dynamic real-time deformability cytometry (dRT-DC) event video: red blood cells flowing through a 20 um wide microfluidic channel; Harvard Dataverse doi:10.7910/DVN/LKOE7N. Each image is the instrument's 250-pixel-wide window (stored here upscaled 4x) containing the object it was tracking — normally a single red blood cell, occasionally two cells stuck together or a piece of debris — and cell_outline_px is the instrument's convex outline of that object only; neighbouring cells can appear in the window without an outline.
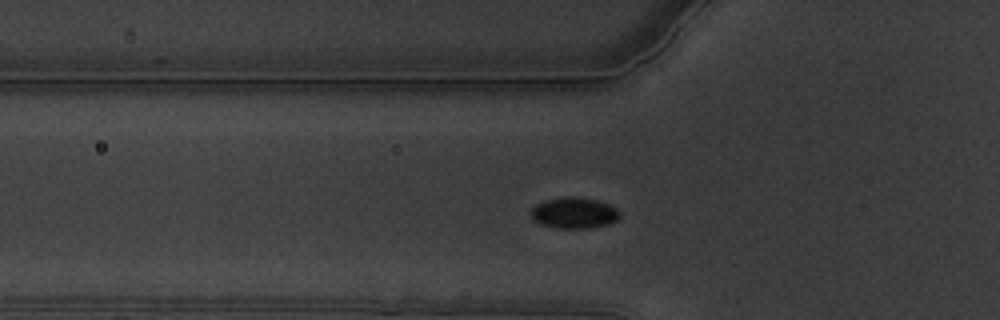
{"species": "common noctule bat (a hibernating species)", "species_latin": "Nyctalus noctula", "temperature_condition": "warm", "stored_images_in_passage": 50, "segment_of_instrument_passage": [1, 2], "camera_frame_rate_fps": 3000, "um_per_image_px": 0.085, "animal": {"sex": "male", "body_mass_g": 19.5, "forearm_length_mm": 54.6}, "frame": {"image": 1, "passage_image": 9, "time_ms": 2.667, "image_size_px": [1000, 320], "cell_outline_px": [[620, 216], [616, 220], [608, 224], [592, 228], [556, 228], [540, 224], [532, 220], [532, 208], [536, 204], [544, 200], [572, 196], [596, 200], [608, 204], [616, 208], [620, 212]], "centroid_in_image_um": [48.79, 18.11], "position_along_channel_um": 77.0, "area_um2": 16.01}}
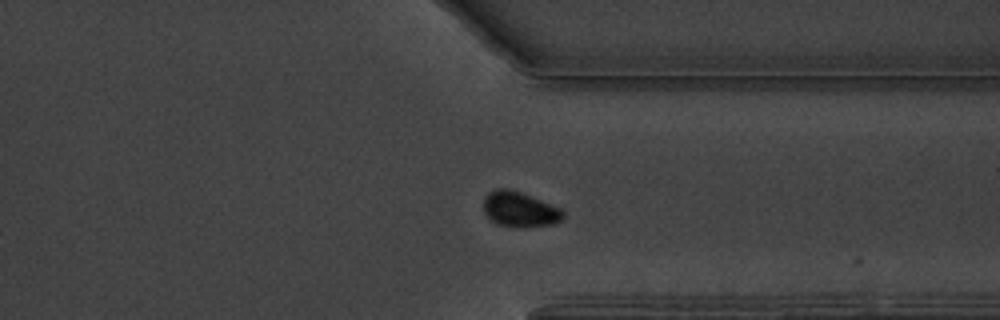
{"frame": {"image": 2, "passage_image": 35, "time_ms": 11.333, "image_size_px": [1000, 320], "cell_outline_px": [[564, 216], [560, 220], [552, 224], [528, 228], [516, 228], [496, 224], [484, 212], [484, 196], [488, 192], [496, 188], [508, 188], [520, 192], [560, 208], [564, 212]], "centroid_in_image_um": [44.15, 17.81], "position_along_channel_um": 367.3, "area_um2": 16.42}}
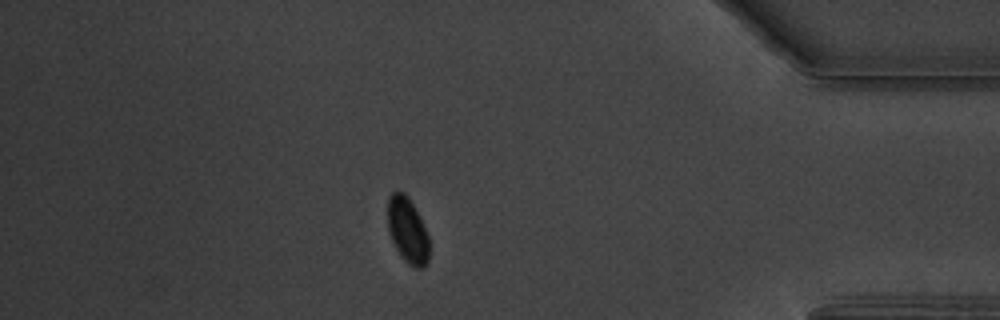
{"frame": {"image": 3, "passage_image": 41, "time_ms": 13.333, "image_size_px": [1000, 320], "cell_outline_px": [[428, 264], [424, 268], [416, 268], [408, 264], [404, 260], [396, 248], [388, 232], [388, 196], [392, 192], [404, 192], [408, 196], [428, 236]], "centroid_in_image_um": [34.62, 19.6], "position_along_channel_um": 400.6, "area_um2": 15.61}}